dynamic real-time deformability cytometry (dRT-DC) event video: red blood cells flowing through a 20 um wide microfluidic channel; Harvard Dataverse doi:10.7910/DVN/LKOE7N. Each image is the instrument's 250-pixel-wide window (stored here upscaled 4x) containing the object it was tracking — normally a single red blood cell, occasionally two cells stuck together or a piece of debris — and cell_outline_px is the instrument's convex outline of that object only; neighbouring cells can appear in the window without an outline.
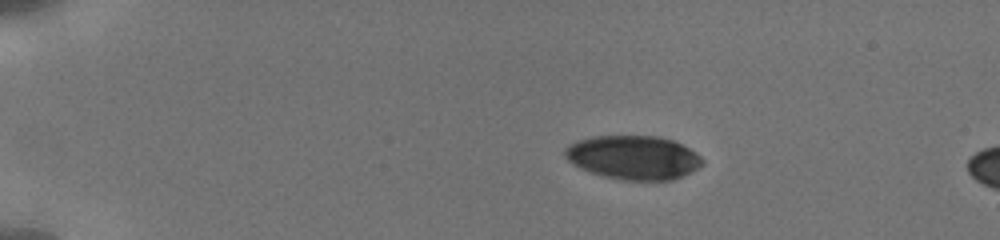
{"species": "human", "species_latin": "Homo sapiens", "temperature_condition": "cold", "stored_images_in_passage": 13, "camera_frame_rate_fps": 3000, "um_per_image_px": 0.085, "donor": {"sex": "male"}, "frame": {"image": 1, "passage_image": 8, "time_ms": 3.0, "image_size_px": [1000, 240], "cell_outline_px": [[704, 164], [672, 180], [620, 180], [588, 172], [572, 164], [564, 156], [564, 148], [568, 144], [576, 140], [592, 136], [660, 136], [672, 140], [696, 152], [704, 160]], "centroid_in_image_um": [53.78, 13.38], "position_along_channel_um": 31.2, "area_um2": 35.26}}